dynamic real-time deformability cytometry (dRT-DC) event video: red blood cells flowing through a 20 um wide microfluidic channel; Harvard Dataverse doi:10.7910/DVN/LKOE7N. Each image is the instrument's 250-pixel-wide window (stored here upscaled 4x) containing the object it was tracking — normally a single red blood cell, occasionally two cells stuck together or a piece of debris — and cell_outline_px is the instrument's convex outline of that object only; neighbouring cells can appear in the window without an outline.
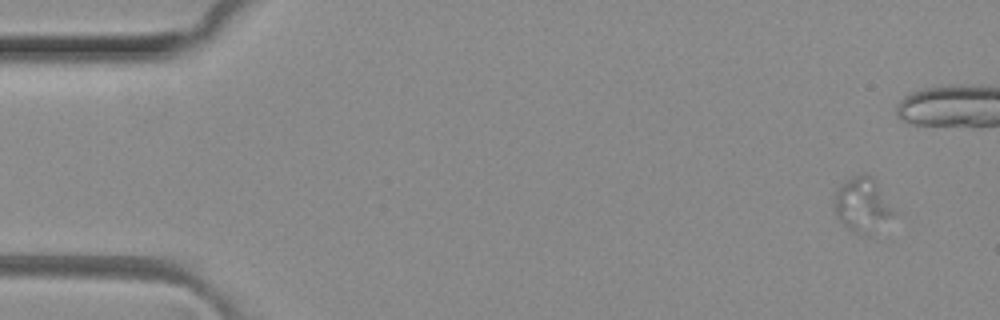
{"species": "common noctule bat (a hibernating species)", "species_latin": "Nyctalus noctula", "temperature_condition": "room temperature", "stored_images_in_passage": 50, "camera_frame_rate_fps": 3000, "um_per_image_px": 0.085, "animal": {"sex": "female", "body_mass_g": 29.2, "forearm_length_mm": 56.3}, "frame": {"image": 1, "passage_image": 1, "time_ms": 0.0, "image_size_px": [1000, 320], "cell_outline_px": [[896, 212], [892, 216], [864, 236], [848, 228], [836, 216], [832, 208], [836, 192], [844, 180], [852, 176], [864, 172], [872, 176]], "centroid_in_image_um": [73.25, 17.35], "position_along_channel_um": 11.7, "area_um2": 18.5}}
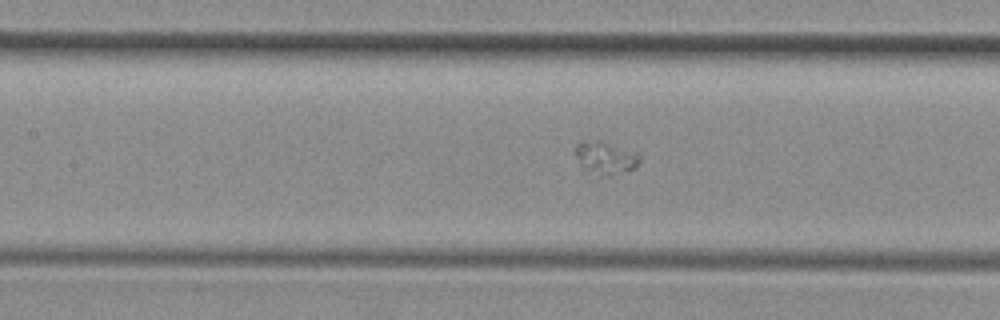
{"frame": {"image": 2, "passage_image": 21, "time_ms": 6.667, "image_size_px": [1000, 320], "cell_outline_px": [[640, 160], [632, 168], [600, 176], [584, 168], [576, 156], [576, 144], [600, 140], [640, 152]], "centroid_in_image_um": [51.5, 13.37], "position_along_channel_um": 155.9, "area_um2": 11.68}}
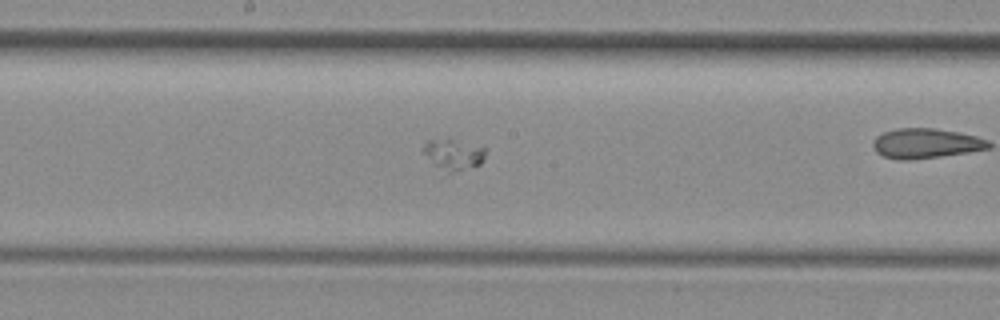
{"frame": {"image": 3, "passage_image": 25, "time_ms": 8.0, "image_size_px": [1000, 320], "cell_outline_px": [[484, 160], [480, 164], [444, 176], [432, 164], [424, 152], [424, 144], [428, 140], [452, 140], [484, 144]], "centroid_in_image_um": [38.56, 13.18], "position_along_channel_um": 209.6, "area_um2": 11.56}}